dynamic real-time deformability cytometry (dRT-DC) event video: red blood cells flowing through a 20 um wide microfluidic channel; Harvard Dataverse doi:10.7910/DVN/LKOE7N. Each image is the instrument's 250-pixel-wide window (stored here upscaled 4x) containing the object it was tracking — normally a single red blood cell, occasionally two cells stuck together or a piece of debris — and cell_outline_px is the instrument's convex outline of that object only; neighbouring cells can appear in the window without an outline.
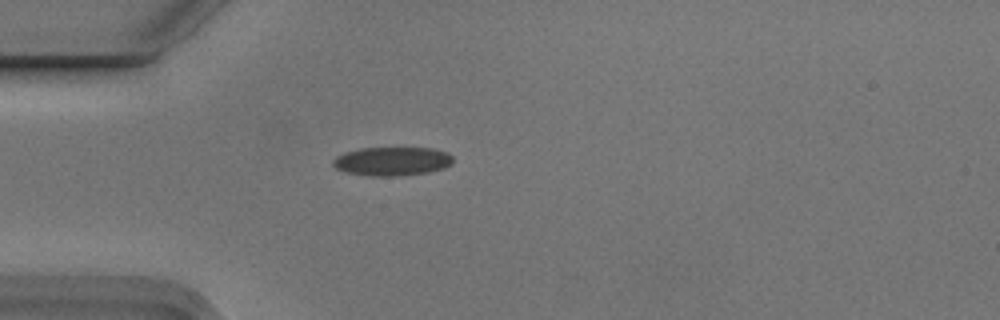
{"species": "Egyptian fruit bat (a non-hibernating species)", "species_latin": "Rousettus aegyptiacus", "temperature_condition": "cold", "stored_images_in_passage": 2, "camera_frame_rate_fps": 3000, "um_per_image_px": 0.085, "animal": {"sex": "male"}, "frame": {"image": 1, "passage_image": 1, "time_ms": 0.0, "image_size_px": [1000, 320], "cell_outline_px": [[452, 164], [444, 168], [428, 172], [396, 176], [368, 176], [348, 172], [336, 168], [332, 164], [332, 160], [336, 156], [344, 152], [360, 148], [432, 148], [448, 152], [452, 156]], "centroid_in_image_um": [33.33, 13.7], "position_along_channel_um": 51.7, "area_um2": 20.17}}